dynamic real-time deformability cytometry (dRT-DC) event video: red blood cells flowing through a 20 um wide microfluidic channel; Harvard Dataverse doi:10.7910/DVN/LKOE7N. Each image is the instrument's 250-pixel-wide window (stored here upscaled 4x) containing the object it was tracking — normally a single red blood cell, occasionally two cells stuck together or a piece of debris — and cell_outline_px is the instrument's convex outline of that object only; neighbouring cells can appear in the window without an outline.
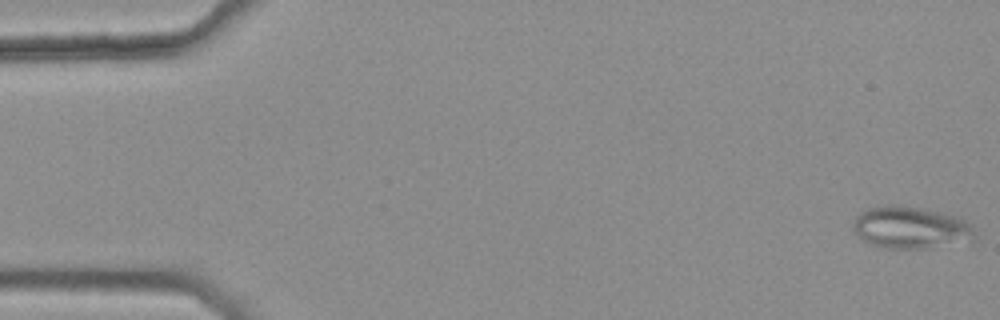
{"species": "common noctule bat (a hibernating species)", "species_latin": "Nyctalus noctula", "temperature_condition": "warm", "stored_images_in_passage": 45, "camera_frame_rate_fps": 3000, "um_per_image_px": 0.085, "animal": {"sex": "female", "body_mass_g": 25.1}, "frame": {"image": 1, "passage_image": 1, "time_ms": 0.0, "image_size_px": [1000, 320], "cell_outline_px": [[976, 240], [932, 248], [884, 248], [860, 240], [852, 228], [852, 224], [856, 216], [860, 212], [868, 208], [888, 204], [900, 204], [924, 208], [960, 216], [972, 224], [976, 236]], "centroid_in_image_um": [77.44, 19.33], "position_along_channel_um": 7.6, "area_um2": 30.69}}
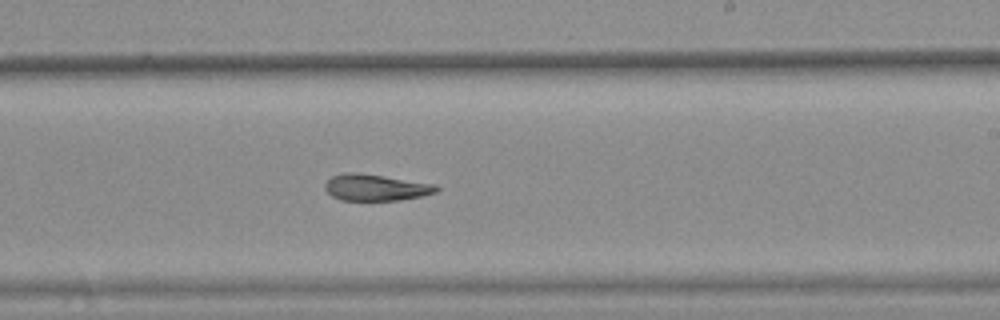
{"frame": {"image": 2, "passage_image": 32, "time_ms": 10.333, "image_size_px": [1000, 320], "cell_outline_px": [[440, 188], [436, 192], [420, 196], [396, 200], [340, 200], [332, 196], [324, 188], [324, 184], [332, 176], [344, 172], [352, 172], [436, 184]], "centroid_in_image_um": [31.9, 15.94], "position_along_channel_um": 257.1, "area_um2": 16.88}}
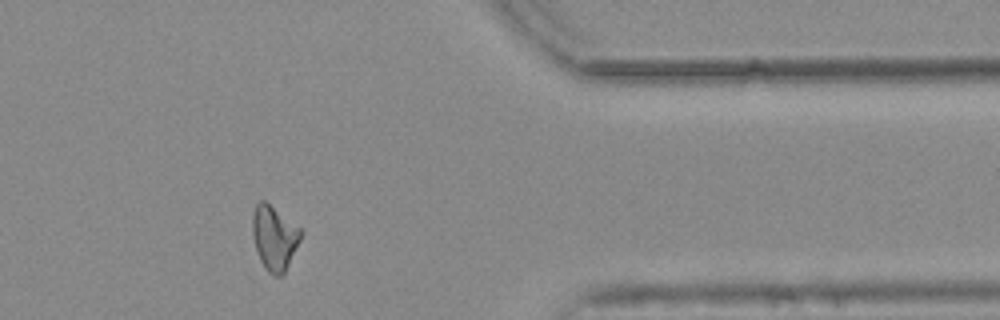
{"frame": {"image": 3, "passage_image": 44, "time_ms": 14.333, "image_size_px": [1000, 320], "cell_outline_px": [[304, 232], [284, 272], [280, 276], [272, 276], [264, 268], [260, 260], [252, 236], [252, 212], [256, 204], [260, 200], [264, 200], [300, 228]], "centroid_in_image_um": [23.3, 20.21], "position_along_channel_um": 388.1, "area_um2": 18.03}, "authors_computed_cell_mechanics": {"area_um2": 18.6116, "velocity_mm_per_s": 3.7646, "shape_relaxation_time_tau1_ms": null, "shape_relaxation_time_tau2_ms": 4.2155, "deformation_change_tau1": null, "deformation_change_tau2": 0.1247}}